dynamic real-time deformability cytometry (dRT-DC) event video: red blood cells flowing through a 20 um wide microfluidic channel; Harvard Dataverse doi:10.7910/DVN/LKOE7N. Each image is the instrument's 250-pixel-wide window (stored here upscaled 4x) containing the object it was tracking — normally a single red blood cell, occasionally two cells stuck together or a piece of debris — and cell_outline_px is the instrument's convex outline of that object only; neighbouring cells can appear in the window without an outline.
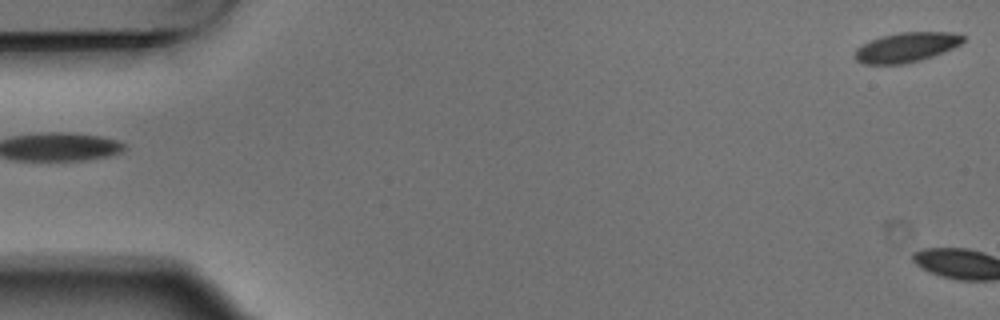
{"species": "Egyptian fruit bat (a non-hibernating species)", "species_latin": "Rousettus aegyptiacus", "temperature_condition": "warm", "stored_images_in_passage": 5, "segment_of_instrument_passage": [2, 2], "camera_frame_rate_fps": 3000, "um_per_image_px": 0.085, "animal": {"sex": "male"}, "frame": {"image": 1, "passage_image": 5, "time_ms": 1.333, "image_size_px": [1000, 320], "cell_outline_px": [[964, 40], [960, 44], [952, 48], [932, 56], [920, 60], [904, 64], [864, 64], [856, 60], [852, 56], [856, 48], [880, 36], [900, 32], [952, 32], [964, 36]], "centroid_in_image_um": [77.0, 4.02], "position_along_channel_um": 8.0, "area_um2": 18.67}}